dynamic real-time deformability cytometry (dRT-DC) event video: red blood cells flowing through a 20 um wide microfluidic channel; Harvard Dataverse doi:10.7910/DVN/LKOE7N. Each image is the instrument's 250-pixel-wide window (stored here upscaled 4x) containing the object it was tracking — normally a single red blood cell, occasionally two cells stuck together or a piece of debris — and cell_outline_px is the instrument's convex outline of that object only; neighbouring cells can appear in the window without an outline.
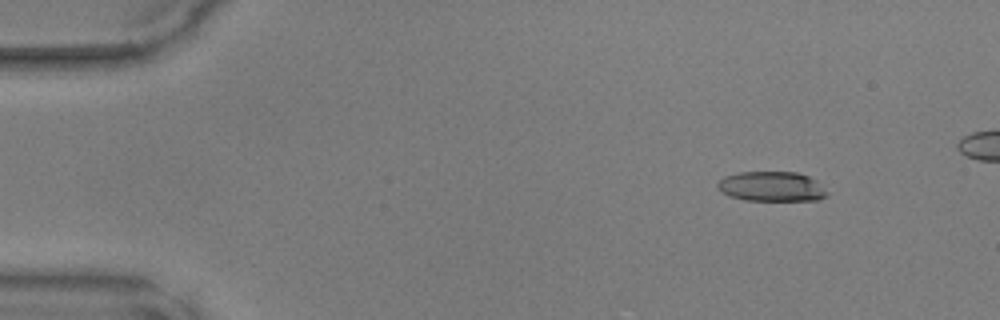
{"species": "common noctule bat (a hibernating species)", "species_latin": "Nyctalus noctula", "temperature_condition": "warm", "stored_images_in_passage": 41, "camera_frame_rate_fps": 3000, "um_per_image_px": 0.085, "animal": {"sex": "male", "body_mass_g": 17.9, "forearm_length_mm": 54.2}, "frame": {"image": 1, "passage_image": 1, "time_ms": 0.0, "image_size_px": [1000, 320], "cell_outline_px": [[828, 192], [824, 196], [816, 200], [744, 200], [728, 196], [716, 188], [716, 184], [724, 176], [740, 172], [796, 172], [808, 176], [816, 180]], "centroid_in_image_um": [65.54, 15.85], "position_along_channel_um": 19.5, "area_um2": 19.02}}
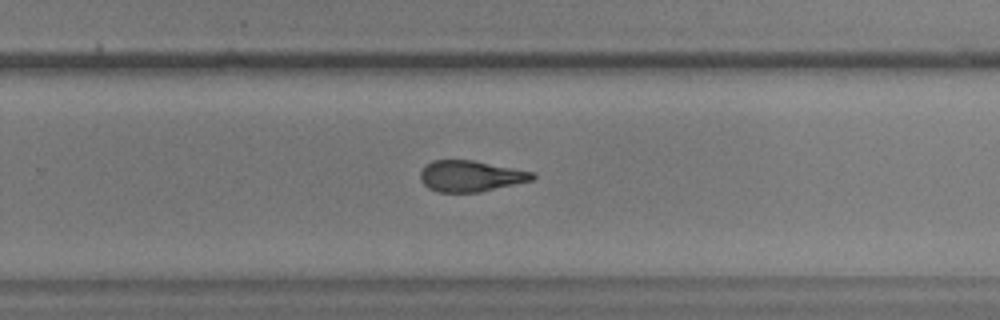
{"frame": {"image": 2, "passage_image": 27, "time_ms": 8.667, "image_size_px": [1000, 320], "cell_outline_px": [[536, 176], [532, 180], [480, 192], [436, 192], [428, 188], [420, 180], [420, 172], [424, 164], [432, 160], [472, 160], [536, 172]], "centroid_in_image_um": [39.98, 14.96], "position_along_channel_um": 289.8, "area_um2": 20.46}}
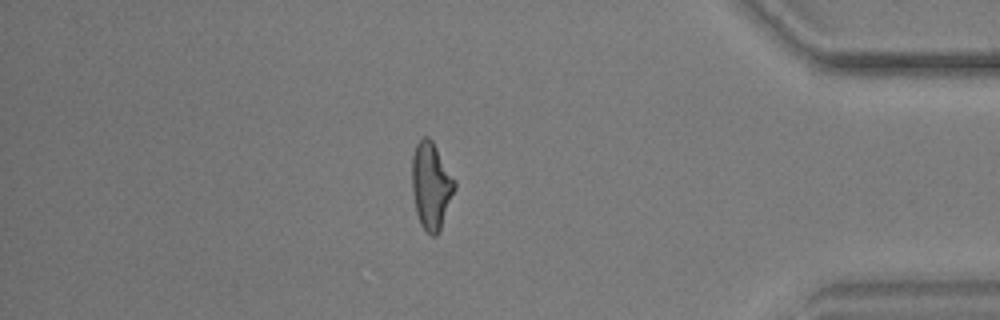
{"frame": {"image": 3, "passage_image": 37, "time_ms": 12.0, "image_size_px": [1000, 320], "cell_outline_px": [[456, 188], [440, 232], [436, 236], [432, 236], [420, 224], [416, 212], [412, 192], [412, 156], [416, 144], [424, 136], [428, 136], [432, 140], [456, 180]], "centroid_in_image_um": [36.66, 15.79], "position_along_channel_um": 398.5, "area_um2": 21.85}}